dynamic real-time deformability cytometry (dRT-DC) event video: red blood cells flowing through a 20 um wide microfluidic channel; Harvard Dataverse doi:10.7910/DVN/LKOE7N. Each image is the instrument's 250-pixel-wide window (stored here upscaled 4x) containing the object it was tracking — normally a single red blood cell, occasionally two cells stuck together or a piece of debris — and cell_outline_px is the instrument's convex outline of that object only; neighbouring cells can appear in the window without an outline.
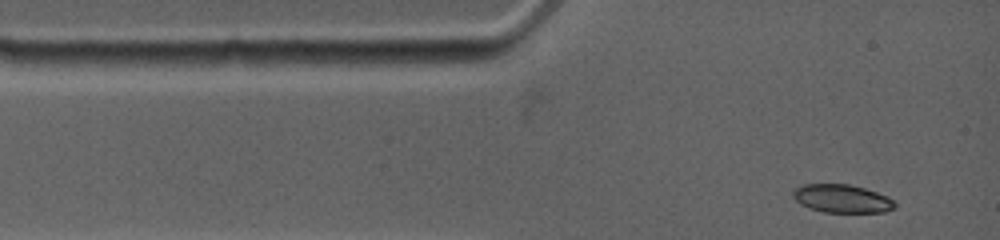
{"species": "common noctule bat (a hibernating species)", "species_latin": "Nyctalus noctula", "temperature_condition": "warm", "stored_images_in_passage": 9, "camera_frame_rate_fps": 4500, "um_per_image_px": 0.085, "animal": {"sex": "female", "body_mass_g": 19.0, "forearm_length_mm": 53.3}, "frame": {"image": 1, "passage_image": 1, "time_ms": 0.0, "image_size_px": [1000, 240], "cell_outline_px": [[896, 208], [884, 212], [824, 212], [808, 208], [800, 204], [792, 196], [792, 192], [800, 184], [848, 184], [864, 188], [888, 196], [896, 204]], "centroid_in_image_um": [71.55, 16.88], "position_along_channel_um": 13.4, "area_um2": 16.82}}
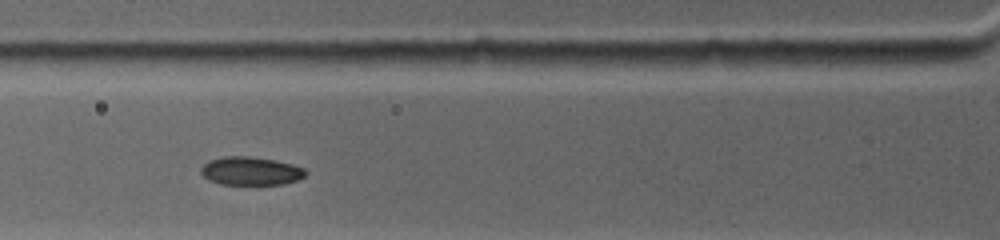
{"frame": {"image": 2, "passage_image": 6, "time_ms": 3.111, "image_size_px": [1000, 240], "cell_outline_px": [[308, 172], [304, 176], [296, 180], [284, 184], [220, 184], [208, 180], [200, 172], [200, 168], [208, 160], [224, 156], [248, 156], [276, 160], [292, 164], [304, 168]], "centroid_in_image_um": [21.29, 14.53], "position_along_channel_um": 104.5, "area_um2": 17.34}}
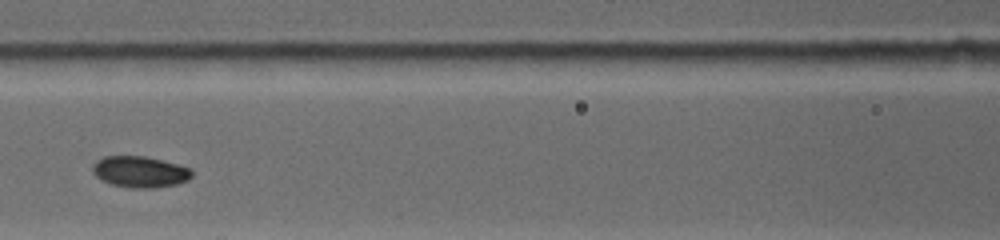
{"frame": {"image": 3, "passage_image": 8, "time_ms": 4.444, "image_size_px": [1000, 240], "cell_outline_px": [[192, 176], [188, 180], [176, 184], [156, 188], [132, 188], [112, 184], [100, 180], [92, 172], [92, 164], [96, 160], [104, 156], [144, 156], [192, 168]], "centroid_in_image_um": [11.87, 14.61], "position_along_channel_um": 154.7, "area_um2": 18.15}}